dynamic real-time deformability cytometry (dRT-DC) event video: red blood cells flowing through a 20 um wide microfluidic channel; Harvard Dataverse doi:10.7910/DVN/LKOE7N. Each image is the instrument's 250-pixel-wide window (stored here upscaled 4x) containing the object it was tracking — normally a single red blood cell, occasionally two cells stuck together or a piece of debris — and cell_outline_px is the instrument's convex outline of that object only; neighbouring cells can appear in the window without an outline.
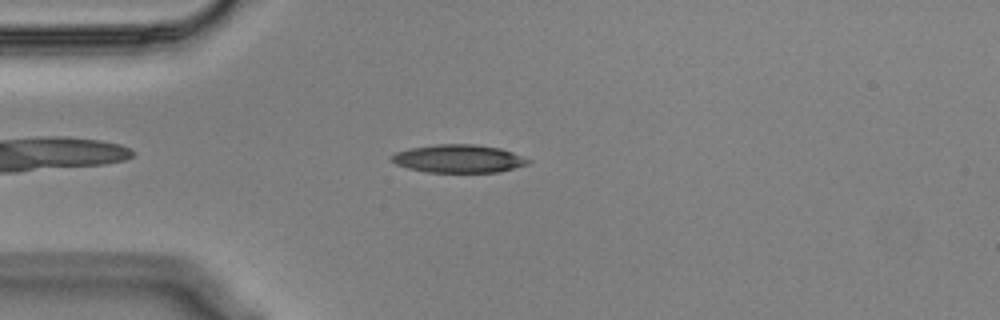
{"species": "Egyptian fruit bat (a non-hibernating species)", "species_latin": "Rousettus aegyptiacus", "temperature_condition": "cold", "stored_images_in_passage": 47, "camera_frame_rate_fps": 3000, "um_per_image_px": 0.085, "animal": {"sex": "male"}, "frame": {"image": 1, "passage_image": 6, "time_ms": 1.667, "image_size_px": [1000, 320], "cell_outline_px": [[532, 160], [528, 164], [500, 172], [424, 172], [408, 168], [396, 164], [392, 160], [392, 156], [396, 152], [412, 148], [436, 144], [472, 144], [500, 148], [512, 152]], "centroid_in_image_um": [39.01, 13.49], "position_along_channel_um": 46.0, "area_um2": 22.2}}
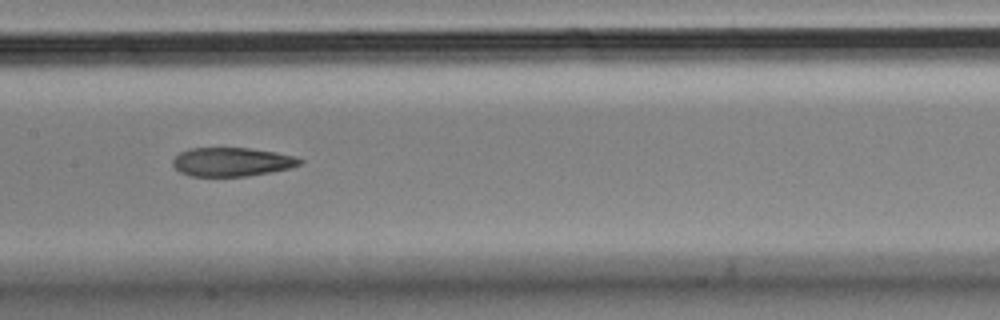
{"frame": {"image": 2, "passage_image": 19, "time_ms": 6.0, "image_size_px": [1000, 320], "cell_outline_px": [[304, 160], [300, 164], [292, 168], [272, 172], [248, 176], [188, 176], [180, 172], [172, 164], [172, 160], [180, 152], [188, 148], [248, 148], [276, 152], [296, 156]], "centroid_in_image_um": [19.73, 13.76], "position_along_channel_um": 187.7, "area_um2": 21.5}}
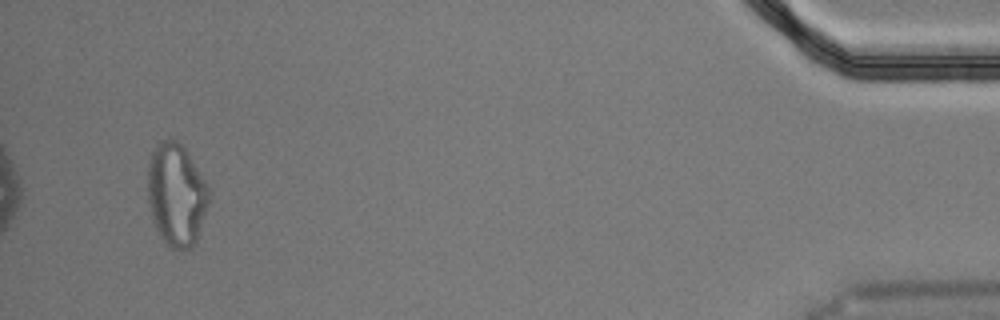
{"frame": {"image": 3, "passage_image": 45, "time_ms": 14.667, "image_size_px": [1000, 320], "cell_outline_px": [[208, 200], [196, 244], [192, 248], [180, 252], [168, 248], [160, 236], [152, 220], [148, 204], [148, 164], [152, 152], [156, 144], [160, 140], [168, 136], [176, 140], [188, 152], [204, 180], [208, 188]], "centroid_in_image_um": [14.96, 16.58], "position_along_channel_um": 420.2, "area_um2": 36.93}, "authors_computed_cell_mechanics": {"area_um2": 22.831, "velocity_mm_per_s": 3.5824, "shape_relaxation_time_tau1_ms": null, "shape_relaxation_time_tau2_ms": 5.4779, "deformation_change_tau1": null, "deformation_change_tau2": 0.155}}